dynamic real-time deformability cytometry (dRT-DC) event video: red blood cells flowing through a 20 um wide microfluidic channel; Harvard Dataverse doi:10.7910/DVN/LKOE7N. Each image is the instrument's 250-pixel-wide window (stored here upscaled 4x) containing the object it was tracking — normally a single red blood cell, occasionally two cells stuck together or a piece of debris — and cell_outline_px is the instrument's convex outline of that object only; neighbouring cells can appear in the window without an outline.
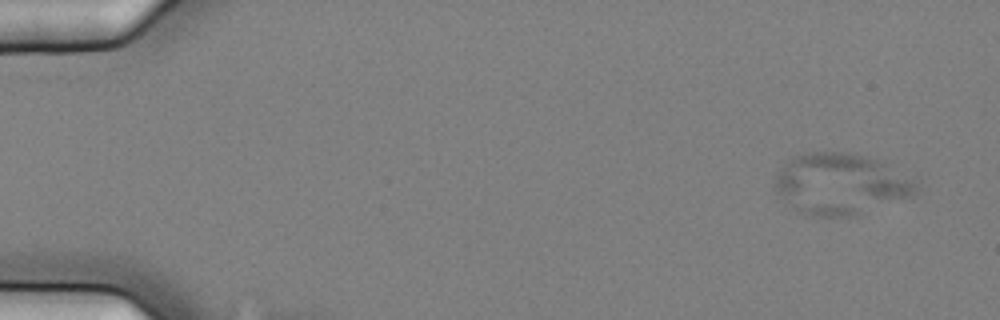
{"species": "common noctule bat (a hibernating species)", "species_latin": "Nyctalus noctula", "temperature_condition": "cold", "stored_images_in_passage": 45, "camera_frame_rate_fps": 3000, "um_per_image_px": 0.085, "animal": {"sex": "female", "body_mass_g": 25.1}, "frame": {"image": 1, "passage_image": 5, "time_ms": 1.333, "image_size_px": [1000, 320], "cell_outline_px": [[916, 192], [912, 196], [852, 216], [808, 216], [792, 208], [776, 192], [776, 172], [792, 156], [812, 152], [844, 152], [884, 160], [912, 180], [916, 184]], "centroid_in_image_um": [71.42, 15.63], "position_along_channel_um": 13.6, "area_um2": 50.11}}
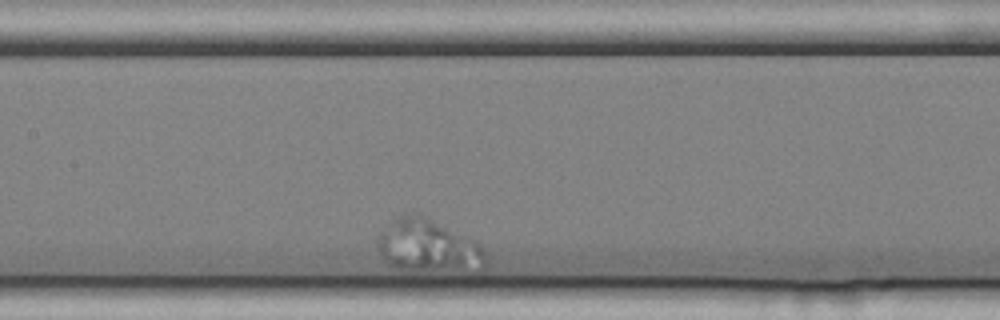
{"frame": {"image": 2, "passage_image": 21, "time_ms": 6.667, "image_size_px": [1000, 320], "cell_outline_px": [[488, 268], [480, 272], [472, 272], [396, 268], [388, 264], [380, 256], [376, 244], [376, 240], [380, 232], [392, 220], [404, 212], [424, 216], [472, 240], [484, 248], [488, 264]], "centroid_in_image_um": [36.41, 20.94], "position_along_channel_um": 171.0, "area_um2": 33.52}}
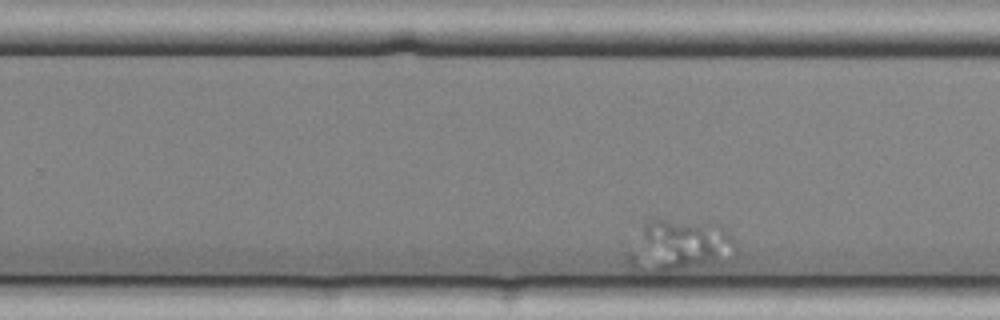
{"frame": {"image": 3, "passage_image": 33, "time_ms": 10.667, "image_size_px": [1000, 320], "cell_outline_px": [[736, 252], [732, 260], [664, 272], [648, 272], [632, 268], [624, 260], [624, 252], [644, 224], [648, 220], [664, 220], [716, 224], [724, 228], [736, 240]], "centroid_in_image_um": [57.7, 20.91], "position_along_channel_um": 272.1, "area_um2": 33.0}}